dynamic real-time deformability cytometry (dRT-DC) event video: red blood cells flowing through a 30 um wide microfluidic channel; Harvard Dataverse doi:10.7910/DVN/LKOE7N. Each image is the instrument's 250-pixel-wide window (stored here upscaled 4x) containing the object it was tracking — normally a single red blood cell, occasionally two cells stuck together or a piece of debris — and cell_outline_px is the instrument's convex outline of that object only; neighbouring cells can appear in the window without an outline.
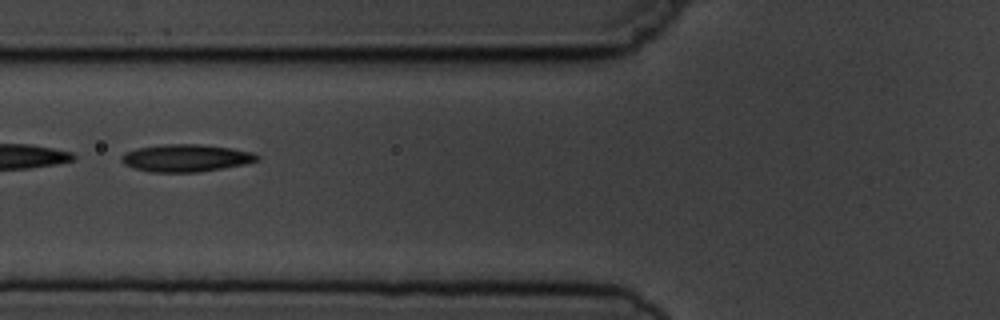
{"species": "common noctule bat (a hibernating species)", "species_latin": "Nyctalus noctula", "temperature_condition": "cold", "stored_images_in_passage": 8, "camera_frame_rate_fps": 3000, "um_per_image_px": 0.085, "animal": {"sex": "male", "body_mass_g": 19.5, "forearm_length_mm": 54.6}, "frame": {"image": 1, "passage_image": 3, "time_ms": 2.333, "image_size_px": [1000, 320], "cell_outline_px": [[260, 160], [244, 164], [196, 172], [148, 172], [132, 168], [124, 164], [120, 160], [120, 156], [124, 152], [136, 148], [164, 144], [200, 144], [232, 148], [252, 152], [260, 156]], "centroid_in_image_um": [15.76, 13.42], "position_along_channel_um": 110.0, "area_um2": 21.79}}
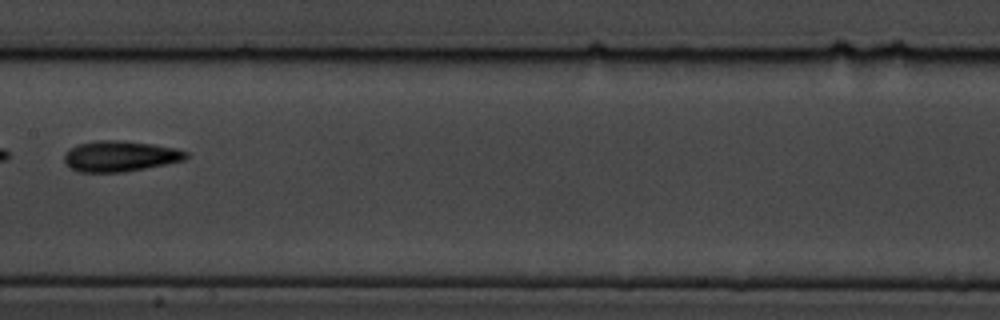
{"frame": {"image": 2, "passage_image": 5, "time_ms": 4.667, "image_size_px": [1000, 320], "cell_outline_px": [[188, 156], [184, 160], [124, 172], [76, 172], [68, 168], [64, 160], [64, 156], [72, 148], [80, 144], [96, 140], [120, 140], [152, 144], [176, 148], [188, 152]], "centroid_in_image_um": [10.19, 13.28], "position_along_channel_um": 197.2, "area_um2": 21.68}}
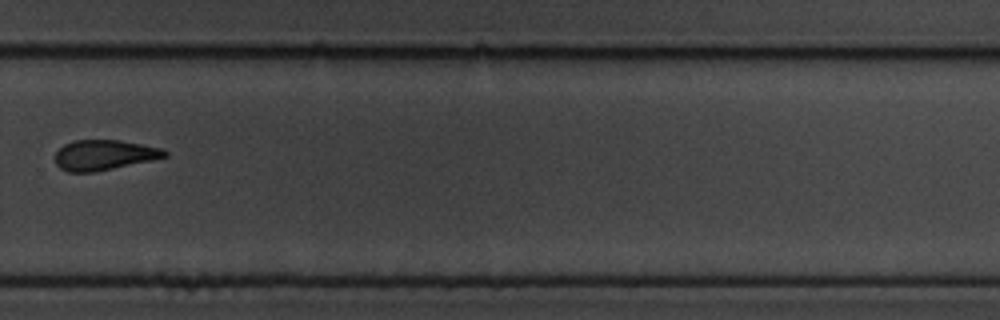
{"frame": {"image": 3, "passage_image": 8, "time_ms": 8.0, "image_size_px": [1000, 320], "cell_outline_px": [[168, 156], [152, 160], [92, 172], [68, 172], [60, 168], [56, 164], [56, 152], [64, 144], [72, 140], [120, 140], [164, 148], [168, 152]], "centroid_in_image_um": [8.86, 13.16], "position_along_channel_um": 320.9, "area_um2": 19.25}}